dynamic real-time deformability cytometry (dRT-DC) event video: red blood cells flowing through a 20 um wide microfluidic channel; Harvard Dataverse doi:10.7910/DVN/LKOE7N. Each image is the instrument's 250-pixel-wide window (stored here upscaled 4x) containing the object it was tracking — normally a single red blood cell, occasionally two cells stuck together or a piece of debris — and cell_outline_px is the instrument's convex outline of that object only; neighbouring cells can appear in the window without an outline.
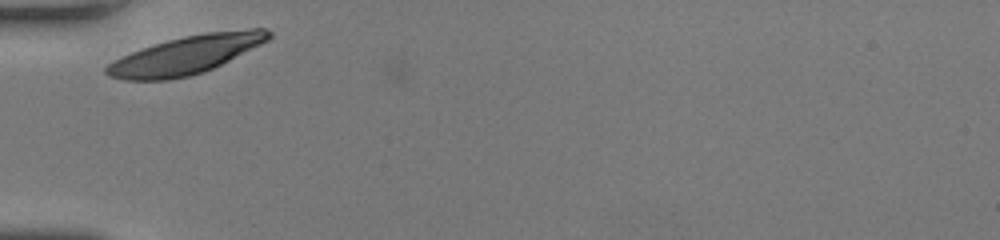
{"species": "human", "species_latin": "Homo sapiens", "temperature_condition": "room temperature", "stored_images_in_passage": 27, "camera_frame_rate_fps": 3000, "um_per_image_px": 0.085, "donor": {"sex": "female"}, "frame": {"image": 1, "passage_image": 1, "time_ms": 0.0, "image_size_px": [1000, 240], "cell_outline_px": [[272, 36], [268, 40], [204, 72], [188, 76], [168, 80], [124, 80], [108, 76], [104, 72], [104, 68], [112, 60], [132, 52], [168, 40], [184, 36], [208, 32], [252, 28], [264, 28], [272, 32]], "centroid_in_image_um": [15.78, 4.67], "position_along_channel_um": 69.2, "area_um2": 35.66}}
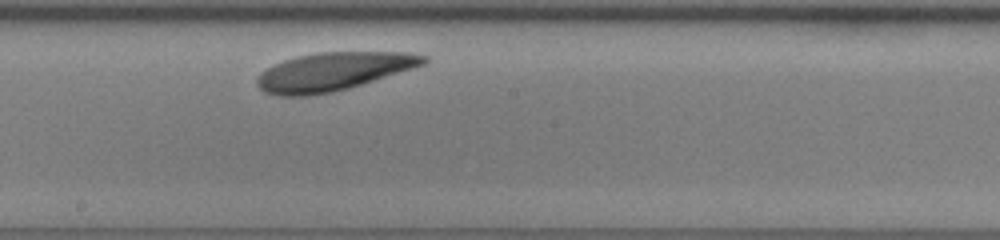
{"frame": {"image": 2, "passage_image": 14, "time_ms": 4.333, "image_size_px": [1000, 240], "cell_outline_px": [[428, 60], [424, 64], [412, 68], [348, 88], [332, 92], [308, 96], [276, 96], [264, 92], [256, 84], [256, 80], [260, 72], [284, 60], [296, 56], [316, 52], [408, 52], [428, 56]], "centroid_in_image_um": [28.29, 6.08], "position_along_channel_um": 219.9, "area_um2": 36.88}}
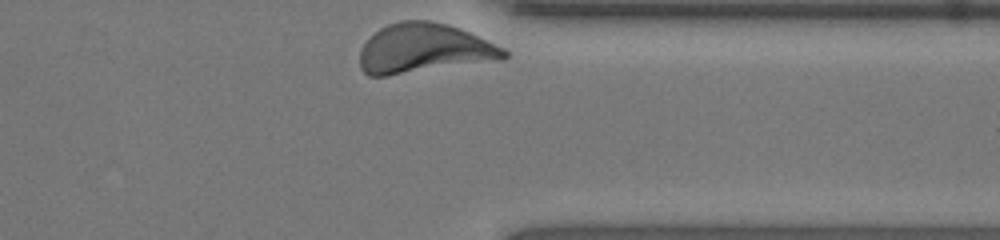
{"frame": {"image": 3, "passage_image": 27, "time_ms": 8.667, "image_size_px": [1000, 240], "cell_outline_px": [[508, 56], [500, 60], [388, 76], [368, 76], [360, 68], [360, 48], [380, 28], [388, 24], [400, 20], [432, 20], [448, 24], [460, 28], [504, 48], [508, 52]], "centroid_in_image_um": [36.03, 4.12], "position_along_channel_um": 375.4, "area_um2": 41.67}, "authors_computed_cell_mechanics": {"area_um2": 36.8764, "velocity_mm_per_s": 3.5669, "shape_relaxation_time_tau1_ms": 0.9692, "shape_relaxation_time_tau2_ms": 2.4154, "deformation_change_tau1": 0.0805, "deformation_change_tau2": 0.0718}}